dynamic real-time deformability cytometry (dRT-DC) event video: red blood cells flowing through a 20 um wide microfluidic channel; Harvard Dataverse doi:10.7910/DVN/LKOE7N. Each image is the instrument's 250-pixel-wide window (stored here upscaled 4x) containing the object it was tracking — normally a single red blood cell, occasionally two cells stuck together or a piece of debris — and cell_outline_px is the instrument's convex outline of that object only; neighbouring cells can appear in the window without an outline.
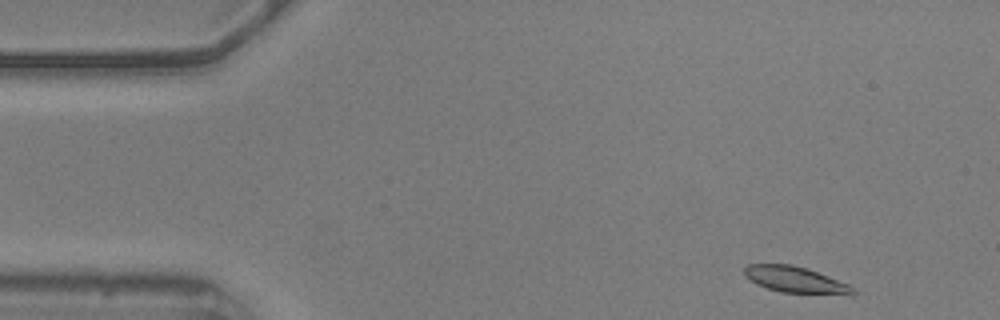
{"species": "common noctule bat (a hibernating species)", "species_latin": "Nyctalus noctula", "temperature_condition": "warm", "stored_images_in_passage": 52, "camera_frame_rate_fps": 3000, "um_per_image_px": 0.085, "animal": {"sex": "male", "body_mass_g": 20.5, "forearm_length_mm": 52.5}, "frame": {"image": 1, "passage_image": 1, "time_ms": 0.0, "image_size_px": [1000, 320], "cell_outline_px": [[856, 292], [780, 292], [756, 284], [744, 276], [744, 268], [748, 264], [792, 264], [808, 268], [848, 284], [856, 288]], "centroid_in_image_um": [67.47, 23.72], "position_along_channel_um": 17.5, "area_um2": 15.9}}
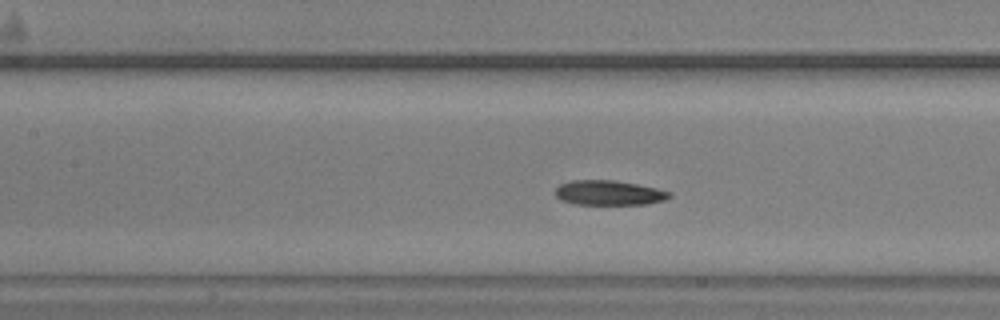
{"frame": {"image": 2, "passage_image": 20, "time_ms": 6.333, "image_size_px": [1000, 320], "cell_outline_px": [[672, 196], [664, 200], [648, 204], [576, 204], [560, 200], [556, 196], [556, 188], [560, 184], [572, 180], [612, 180], [636, 184], [656, 188], [672, 192]], "centroid_in_image_um": [51.77, 16.39], "position_along_channel_um": 155.6, "area_um2": 16.42}}
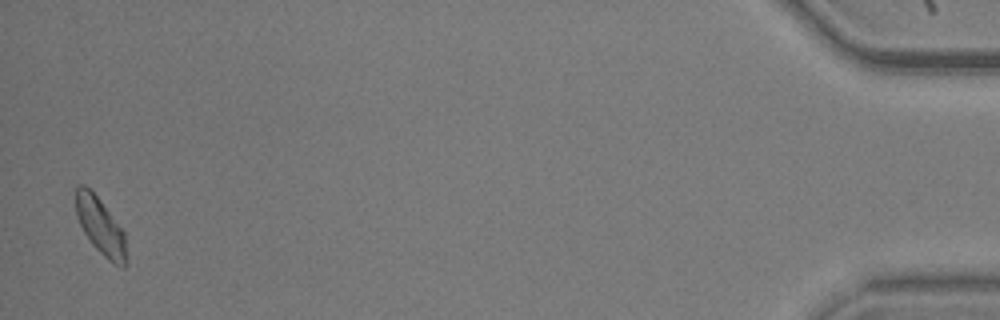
{"frame": {"image": 3, "passage_image": 51, "time_ms": 16.667, "image_size_px": [1000, 320], "cell_outline_px": [[128, 260], [124, 268], [120, 268], [112, 264], [92, 244], [84, 232], [76, 216], [76, 184], [84, 184], [100, 200], [124, 232]], "centroid_in_image_um": [8.56, 19.29], "position_along_channel_um": 426.6, "area_um2": 16.76}, "authors_computed_cell_mechanics": {"area_um2": 17.051, "velocity_mm_per_s": 3.5535, "shape_relaxation_time_tau1_ms": 5.8859, "shape_relaxation_time_tau2_ms": null, "deformation_change_tau1": 0.144, "deformation_change_tau2": null}}